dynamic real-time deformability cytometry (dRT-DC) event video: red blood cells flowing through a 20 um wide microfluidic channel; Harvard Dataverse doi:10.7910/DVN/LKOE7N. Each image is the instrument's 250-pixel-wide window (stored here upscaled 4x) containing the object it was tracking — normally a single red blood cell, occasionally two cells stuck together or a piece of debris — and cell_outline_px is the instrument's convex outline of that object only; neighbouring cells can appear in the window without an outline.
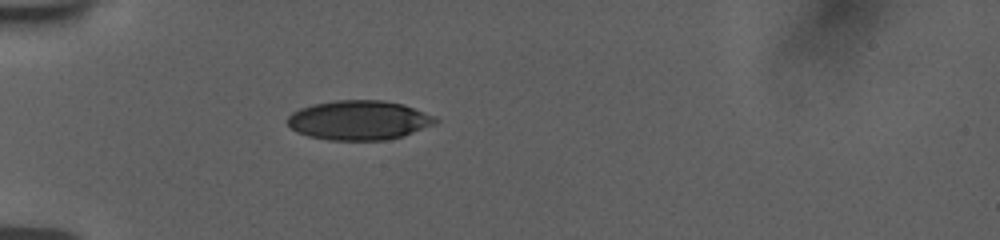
{"species": "human", "species_latin": "Homo sapiens", "temperature_condition": "room temperature", "stored_images_in_passage": 19, "camera_frame_rate_fps": 3000, "um_per_image_px": 0.085, "donor": {"sex": "female"}, "frame": {"image": 1, "passage_image": 1, "time_ms": 0.0, "image_size_px": [1000, 240], "cell_outline_px": [[436, 120], [432, 124], [404, 136], [384, 140], [328, 140], [308, 136], [296, 132], [288, 124], [288, 116], [292, 112], [300, 108], [312, 104], [336, 100], [384, 100], [404, 104], [432, 116]], "centroid_in_image_um": [30.45, 10.21], "position_along_channel_um": 54.6, "area_um2": 33.76}}
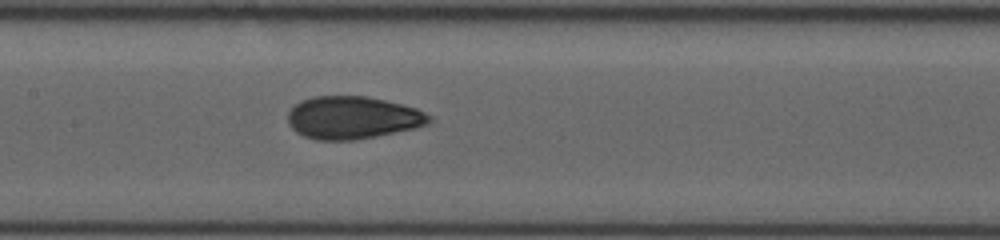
{"frame": {"image": 2, "passage_image": 9, "time_ms": 3.667, "image_size_px": [1000, 240], "cell_outline_px": [[432, 120], [428, 124], [416, 128], [356, 140], [316, 140], [304, 136], [296, 132], [288, 124], [288, 112], [300, 100], [312, 96], [368, 96], [416, 108], [432, 116]], "centroid_in_image_um": [29.97, 10.0], "position_along_channel_um": 177.4, "area_um2": 35.26}}
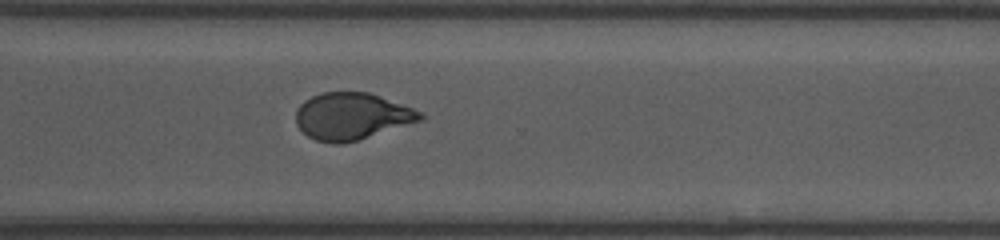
{"frame": {"image": 3, "passage_image": 19, "time_ms": 8.0, "image_size_px": [1000, 240], "cell_outline_px": [[424, 116], [420, 120], [356, 140], [340, 144], [332, 144], [316, 140], [308, 136], [296, 124], [296, 108], [304, 100], [312, 96], [324, 92], [368, 92], [380, 96], [412, 108], [420, 112]], "centroid_in_image_um": [29.83, 9.87], "position_along_channel_um": 340.8, "area_um2": 33.47}}